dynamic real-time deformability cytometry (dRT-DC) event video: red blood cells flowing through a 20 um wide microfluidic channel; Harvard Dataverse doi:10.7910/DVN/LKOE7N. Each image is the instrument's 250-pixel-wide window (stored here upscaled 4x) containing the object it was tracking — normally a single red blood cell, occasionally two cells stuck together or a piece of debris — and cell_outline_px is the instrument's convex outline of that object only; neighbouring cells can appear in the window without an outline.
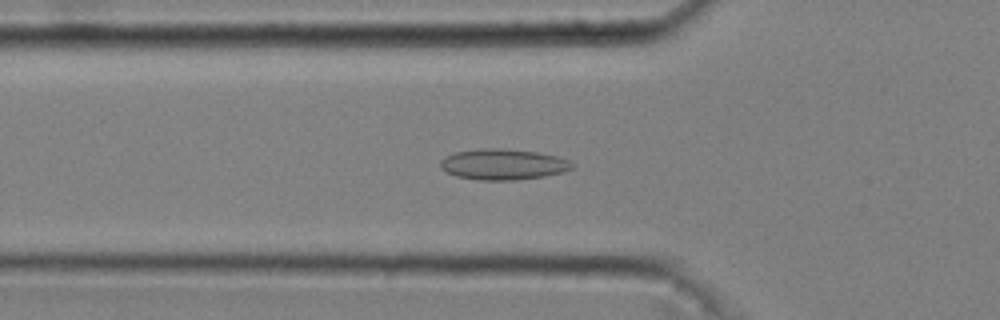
{"species": "common noctule bat (a hibernating species)", "species_latin": "Nyctalus noctula", "temperature_condition": "cold", "stored_images_in_passage": 52, "camera_frame_rate_fps": 3000, "um_per_image_px": 0.085, "animal": {"sex": "male", "body_mass_g": 20.4}, "frame": {"image": 1, "passage_image": 18, "time_ms": 5.667, "image_size_px": [1000, 320], "cell_outline_px": [[572, 168], [560, 172], [544, 176], [516, 180], [480, 180], [456, 176], [440, 168], [440, 160], [444, 156], [456, 152], [476, 148], [496, 148], [536, 152], [556, 156], [568, 160], [572, 164]], "centroid_in_image_um": [42.7, 13.96], "position_along_channel_um": 83.1, "area_um2": 23.47}}
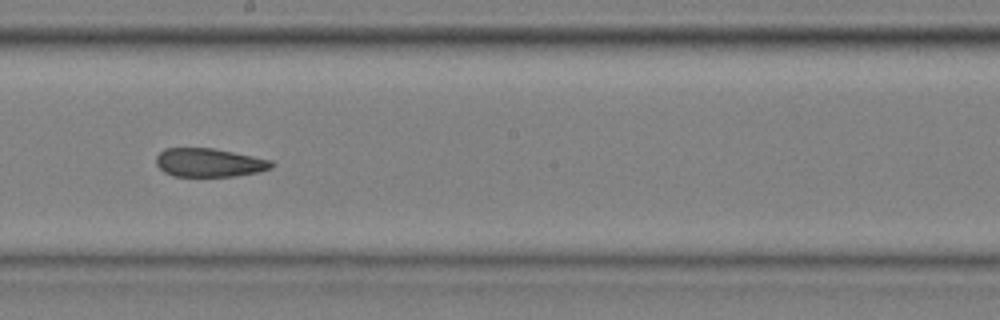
{"frame": {"image": 2, "passage_image": 30, "time_ms": 9.667, "image_size_px": [1000, 320], "cell_outline_px": [[276, 164], [272, 168], [260, 172], [236, 176], [172, 176], [164, 172], [156, 164], [156, 156], [164, 148], [212, 148], [272, 160]], "centroid_in_image_um": [17.8, 13.83], "position_along_channel_um": 230.4, "area_um2": 19.31}}
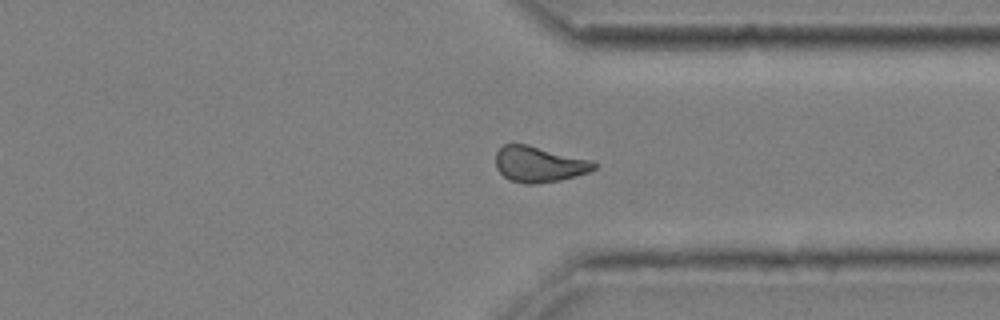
{"frame": {"image": 3, "passage_image": 41, "time_ms": 13.333, "image_size_px": [1000, 320], "cell_outline_px": [[596, 168], [588, 172], [576, 176], [560, 180], [536, 184], [524, 184], [508, 180], [496, 168], [496, 152], [504, 144], [528, 144], [592, 160], [596, 164]], "centroid_in_image_um": [45.81, 13.96], "position_along_channel_um": 365.6, "area_um2": 20.63}, "authors_computed_cell_mechanics": {"area_um2": 20.6057, "velocity_mm_per_s": 3.6788, "shape_relaxation_time_tau1_ms": null, "shape_relaxation_time_tau2_ms": 3.814, "deformation_change_tau1": null, "deformation_change_tau2": 0.1029}}